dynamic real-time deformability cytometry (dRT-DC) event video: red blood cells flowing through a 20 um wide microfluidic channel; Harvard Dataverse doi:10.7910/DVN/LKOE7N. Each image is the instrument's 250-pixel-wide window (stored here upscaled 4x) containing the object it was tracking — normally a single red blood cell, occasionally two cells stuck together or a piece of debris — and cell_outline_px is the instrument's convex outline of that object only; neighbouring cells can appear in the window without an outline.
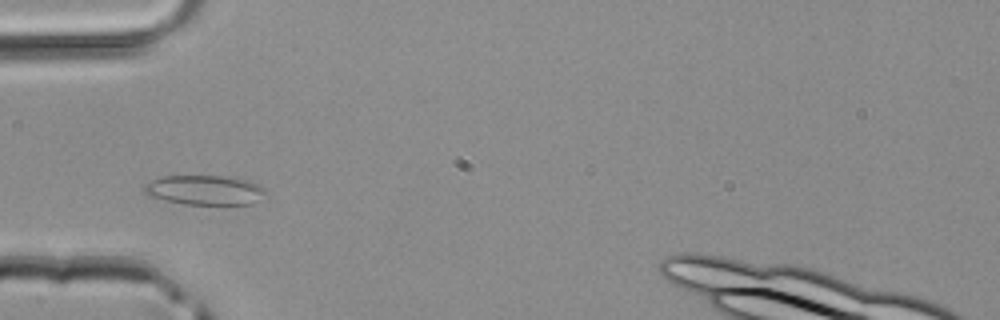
{"species": "common noctule bat (a hibernating species)", "species_latin": "Nyctalus noctula", "temperature_condition": "room temperature", "stored_images_in_passage": 38, "camera_frame_rate_fps": 3000, "um_per_image_px": 0.085, "animal": {"sex": "male", "body_mass_g": 20.4}, "frame": {"image": 1, "passage_image": 7, "time_ms": 2.0, "image_size_px": [1000, 320], "cell_outline_px": [[268, 192], [252, 204], [184, 204], [148, 196], [144, 192], [144, 184], [152, 180], [164, 176], [224, 176], [248, 180], [260, 184]], "centroid_in_image_um": [17.42, 16.15], "position_along_channel_um": 67.6, "area_um2": 20.98}}
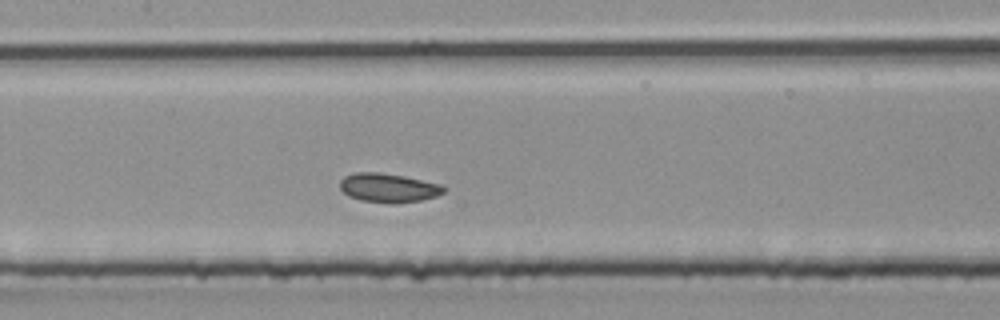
{"frame": {"image": 2, "passage_image": 14, "time_ms": 4.333, "image_size_px": [1000, 320], "cell_outline_px": [[448, 188], [444, 192], [436, 196], [420, 200], [396, 204], [392, 204], [360, 200], [348, 196], [340, 188], [340, 180], [344, 176], [352, 172], [380, 172], [404, 176], [440, 184]], "centroid_in_image_um": [33.0, 15.96], "position_along_channel_um": 174.4, "area_um2": 17.74}}
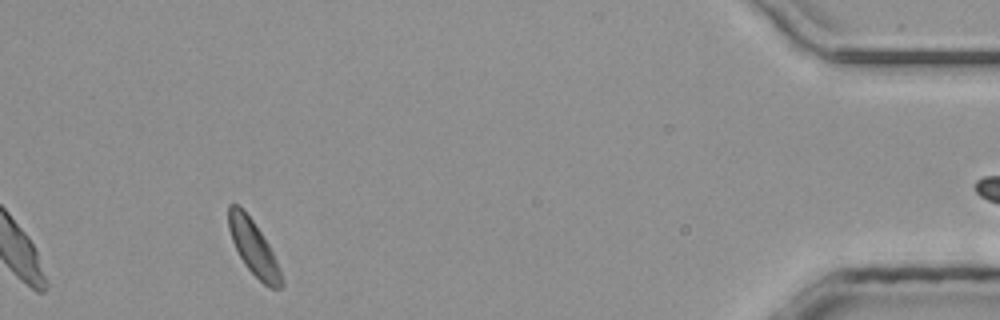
{"frame": {"image": 3, "passage_image": 34, "time_ms": 11.0, "image_size_px": [1000, 320], "cell_outline_px": [[284, 284], [280, 288], [268, 288], [244, 264], [232, 240], [228, 228], [228, 204], [236, 204], [252, 220], [268, 244], [276, 260]], "centroid_in_image_um": [21.54, 21.08], "position_along_channel_um": 413.7, "area_um2": 16.3}}